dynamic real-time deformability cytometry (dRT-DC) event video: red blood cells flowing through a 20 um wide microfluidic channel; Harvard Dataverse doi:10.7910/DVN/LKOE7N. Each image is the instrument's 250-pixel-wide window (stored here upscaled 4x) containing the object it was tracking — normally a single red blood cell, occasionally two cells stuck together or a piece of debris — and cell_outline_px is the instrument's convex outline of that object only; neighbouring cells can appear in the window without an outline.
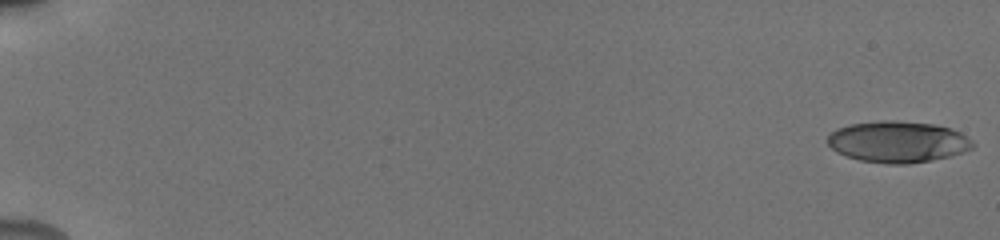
{"species": "human", "species_latin": "Homo sapiens", "temperature_condition": "cold", "stored_images_in_passage": 52, "camera_frame_rate_fps": 3000, "um_per_image_px": 0.085, "donor": {"sex": "male"}, "frame": {"image": 1, "passage_image": 1, "time_ms": 0.0, "image_size_px": [1000, 240], "cell_outline_px": [[976, 144], [972, 148], [948, 156], [908, 164], [884, 164], [860, 160], [836, 152], [828, 144], [828, 136], [836, 128], [848, 124], [880, 120], [896, 120], [932, 124], [952, 128], [960, 132], [972, 140]], "centroid_in_image_um": [76.29, 12.04], "position_along_channel_um": 8.7, "area_um2": 34.97}}
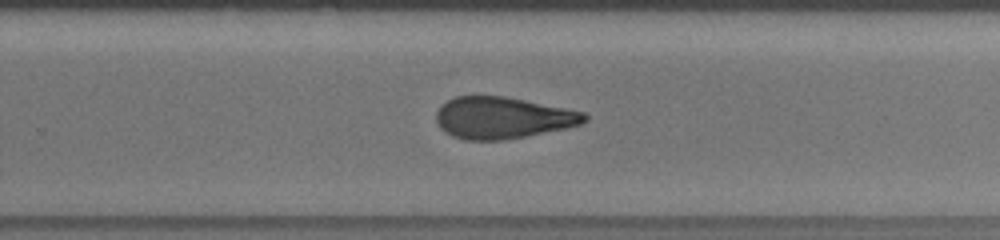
{"frame": {"image": 2, "passage_image": 38, "time_ms": 12.333, "image_size_px": [1000, 240], "cell_outline_px": [[588, 120], [580, 124], [564, 128], [504, 140], [468, 140], [452, 136], [444, 132], [440, 128], [436, 120], [436, 112], [448, 100], [456, 96], [504, 96], [584, 112], [588, 116]], "centroid_in_image_um": [42.69, 10.01], "position_along_channel_um": 287.1, "area_um2": 35.6}}
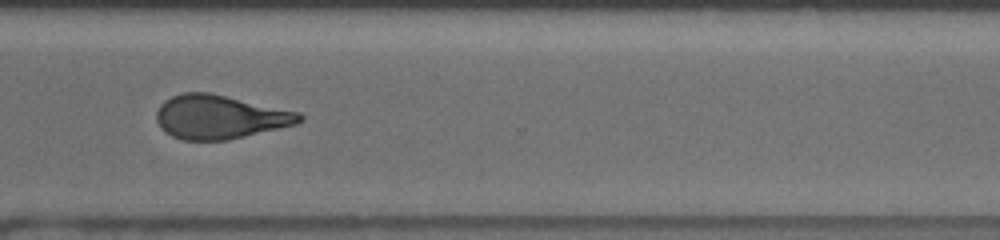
{"frame": {"image": 3, "passage_image": 43, "time_ms": 14.0, "image_size_px": [1000, 240], "cell_outline_px": [[304, 120], [296, 124], [228, 140], [184, 140], [172, 136], [164, 132], [160, 128], [156, 120], [156, 112], [160, 104], [164, 100], [172, 96], [184, 92], [208, 92], [300, 112], [304, 116]], "centroid_in_image_um": [18.66, 9.94], "position_along_channel_um": 351.9, "area_um2": 36.53}, "authors_computed_cell_mechanics": {"area_um2": 36.3851, "velocity_mm_per_s": 3.8843, "shape_relaxation_time_tau1_ms": 7.0091, "shape_relaxation_time_tau2_ms": 3.6684, "deformation_change_tau1": 0.2049, "deformation_change_tau2": 0.1362}}